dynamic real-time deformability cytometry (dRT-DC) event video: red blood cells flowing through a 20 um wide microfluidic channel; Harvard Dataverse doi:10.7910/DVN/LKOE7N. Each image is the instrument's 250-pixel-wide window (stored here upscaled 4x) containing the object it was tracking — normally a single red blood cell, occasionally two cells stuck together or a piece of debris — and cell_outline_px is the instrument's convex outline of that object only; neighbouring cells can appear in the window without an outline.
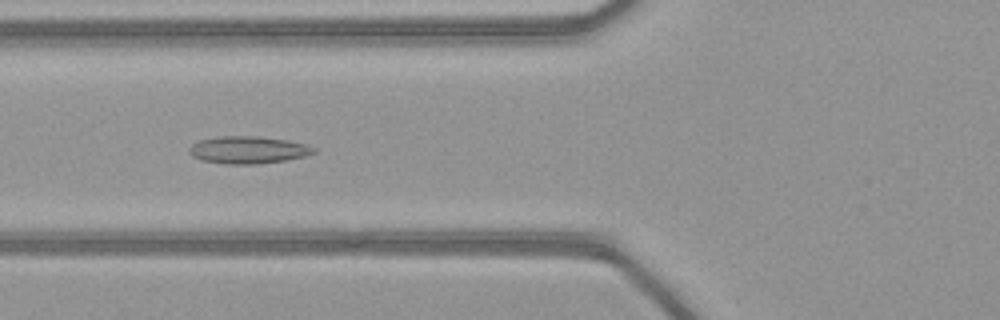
{"species": "common noctule bat (a hibernating species)", "species_latin": "Nyctalus noctula", "temperature_condition": "warm", "stored_images_in_passage": 50, "camera_frame_rate_fps": 3000, "um_per_image_px": 0.085, "animal": {"sex": "female", "body_mass_g": 21.9}, "frame": {"image": 1, "passage_image": 20, "time_ms": 6.333, "image_size_px": [1000, 320], "cell_outline_px": [[316, 152], [304, 156], [284, 160], [256, 164], [224, 164], [200, 160], [192, 156], [188, 152], [188, 148], [192, 144], [200, 140], [220, 136], [256, 136], [288, 140], [304, 144], [316, 148]], "centroid_in_image_um": [21.05, 12.74], "position_along_channel_um": 104.8, "area_um2": 19.83}}
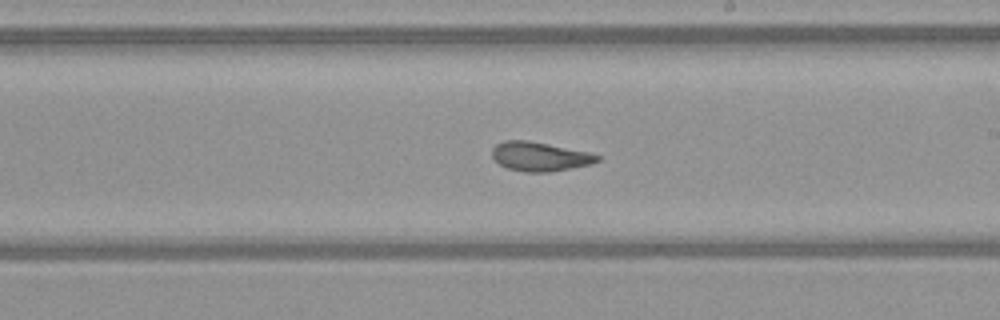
{"frame": {"image": 2, "passage_image": 30, "time_ms": 9.667, "image_size_px": [1000, 320], "cell_outline_px": [[600, 160], [592, 164], [552, 172], [524, 172], [508, 168], [500, 164], [492, 156], [492, 148], [496, 144], [504, 140], [528, 140], [588, 152], [600, 156]], "centroid_in_image_um": [45.88, 13.31], "position_along_channel_um": 243.1, "area_um2": 17.86}}
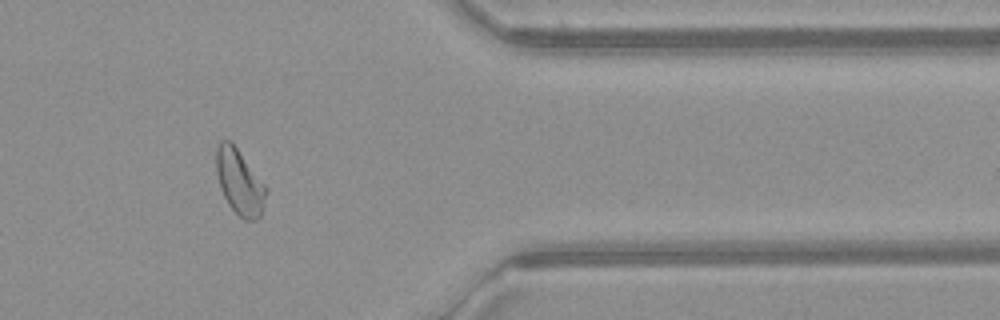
{"frame": {"image": 3, "passage_image": 42, "time_ms": 13.667, "image_size_px": [1000, 320], "cell_outline_px": [[268, 192], [260, 216], [256, 220], [244, 220], [228, 204], [220, 188], [216, 172], [216, 148], [220, 140], [232, 140], [268, 188]], "centroid_in_image_um": [20.37, 15.44], "position_along_channel_um": 391.0, "area_um2": 19.25}, "authors_computed_cell_mechanics": {"area_um2": 19.941, "velocity_mm_per_s": 4.1333, "shape_relaxation_time_tau1_ms": null, "shape_relaxation_time_tau2_ms": 2.4885, "deformation_change_tau1": null, "deformation_change_tau2": 0.0979}}